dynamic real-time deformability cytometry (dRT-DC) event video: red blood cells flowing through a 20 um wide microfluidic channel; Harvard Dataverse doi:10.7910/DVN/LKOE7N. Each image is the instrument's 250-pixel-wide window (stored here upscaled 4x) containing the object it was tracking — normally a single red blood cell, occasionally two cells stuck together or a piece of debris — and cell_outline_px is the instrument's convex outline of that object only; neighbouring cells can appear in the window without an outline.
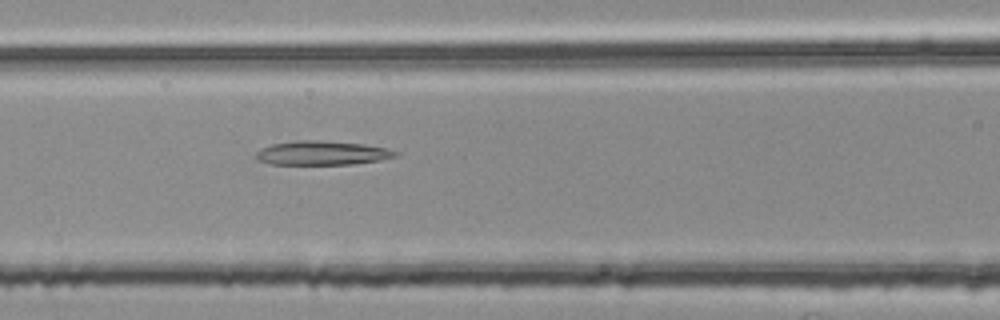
{"species": "common noctule bat (a hibernating species)", "species_latin": "Nyctalus noctula", "temperature_condition": "room temperature", "stored_images_in_passage": 53, "camera_frame_rate_fps": 3000, "um_per_image_px": 0.085, "animal": {"sex": "female", "body_mass_g": 25.1}, "frame": {"image": 1, "passage_image": 22, "time_ms": 7.0, "image_size_px": [1000, 320], "cell_outline_px": [[400, 152], [396, 156], [380, 160], [352, 164], [268, 164], [256, 160], [256, 152], [260, 148], [272, 144], [292, 140], [320, 140], [364, 144], [388, 148]], "centroid_in_image_um": [27.35, 12.99], "position_along_channel_um": 139.3, "area_um2": 19.77}}
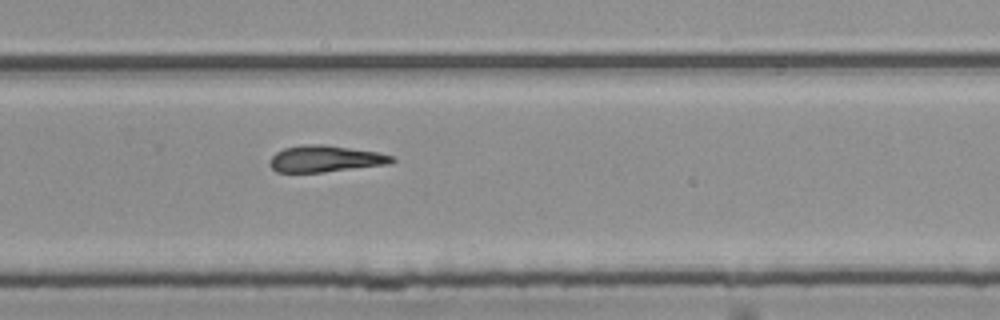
{"frame": {"image": 2, "passage_image": 35, "time_ms": 11.333, "image_size_px": [1000, 320], "cell_outline_px": [[396, 160], [392, 164], [324, 172], [276, 172], [268, 164], [272, 156], [276, 152], [284, 148], [300, 144], [324, 144], [380, 152], [396, 156]], "centroid_in_image_um": [27.71, 13.49], "position_along_channel_um": 302.1, "area_um2": 19.31}}
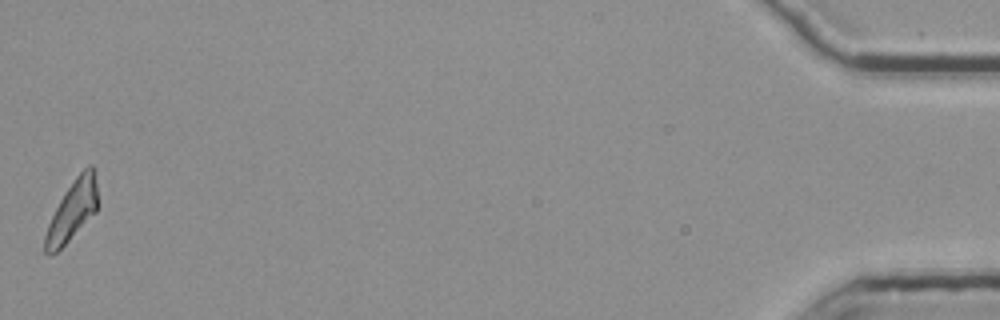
{"frame": {"image": 3, "passage_image": 53, "time_ms": 17.333, "image_size_px": [1000, 320], "cell_outline_px": [[100, 204], [96, 212], [56, 252], [48, 256], [44, 252], [44, 236], [48, 224], [64, 192], [76, 176], [88, 164], [92, 164]], "centroid_in_image_um": [6.16, 17.89], "position_along_channel_um": 429.0, "area_um2": 18.32}, "authors_computed_cell_mechanics": {"area_um2": 19.5364, "velocity_mm_per_s": 3.7742, "shape_relaxation_time_tau1_ms": null, "shape_relaxation_time_tau2_ms": 8.7118, "deformation_change_tau1": null, "deformation_change_tau2": 0.2388}}